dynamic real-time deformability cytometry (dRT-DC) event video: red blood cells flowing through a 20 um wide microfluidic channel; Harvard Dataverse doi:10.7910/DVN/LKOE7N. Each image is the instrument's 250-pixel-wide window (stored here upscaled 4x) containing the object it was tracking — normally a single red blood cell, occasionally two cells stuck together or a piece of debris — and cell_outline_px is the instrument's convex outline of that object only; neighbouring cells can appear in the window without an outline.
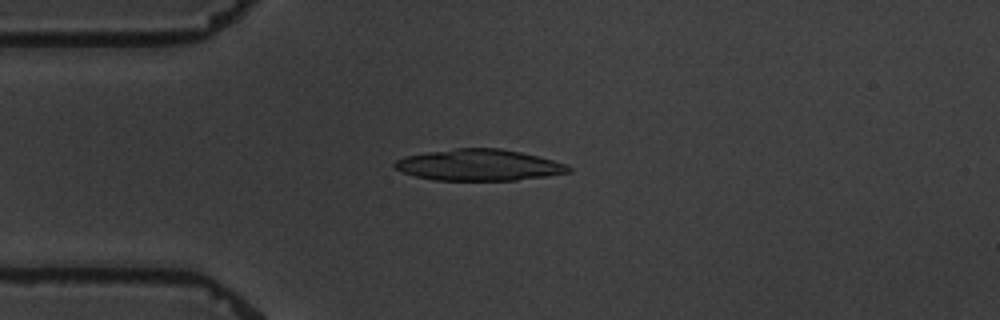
{"species": "common noctule bat (a hibernating species)", "species_latin": "Nyctalus noctula", "temperature_condition": "warm", "stored_images_in_passage": 8, "camera_frame_rate_fps": 3000, "um_per_image_px": 0.085, "animal": {"sex": "male", "body_mass_g": 19.5, "forearm_length_mm": 54.6}, "frame": {"image": 1, "passage_image": 3, "time_ms": 2.333, "image_size_px": [1000, 320], "cell_outline_px": [[572, 172], [548, 176], [516, 180], [432, 180], [400, 172], [392, 164], [396, 160], [404, 156], [428, 152], [456, 148], [500, 148], [520, 152], [568, 164], [572, 168]], "centroid_in_image_um": [40.71, 14.03], "position_along_channel_um": 44.3, "area_um2": 31.79}}